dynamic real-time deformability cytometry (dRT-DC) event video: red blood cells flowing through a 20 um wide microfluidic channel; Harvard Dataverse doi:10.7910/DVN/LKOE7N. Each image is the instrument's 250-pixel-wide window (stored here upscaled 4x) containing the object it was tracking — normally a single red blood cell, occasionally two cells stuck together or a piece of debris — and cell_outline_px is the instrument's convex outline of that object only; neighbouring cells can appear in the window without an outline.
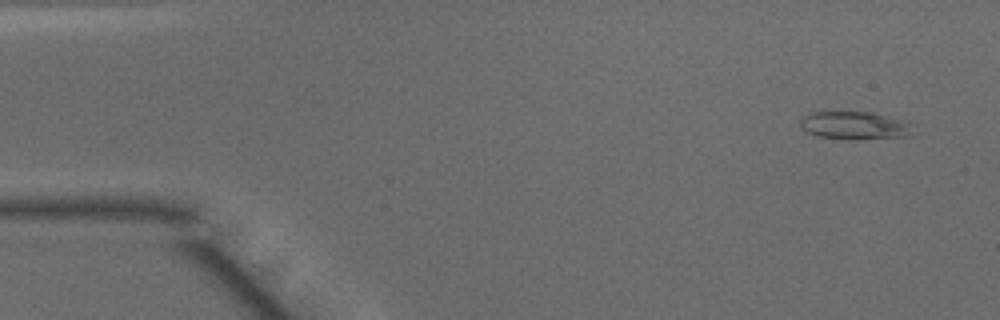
{"species": "common noctule bat (a hibernating species)", "species_latin": "Nyctalus noctula", "temperature_condition": "warm", "stored_images_in_passage": 49, "camera_frame_rate_fps": 3000, "um_per_image_px": 0.085, "animal": {"sex": "male", "body_mass_g": 15.6}, "frame": {"image": 1, "passage_image": 3, "time_ms": 0.667, "image_size_px": [1000, 320], "cell_outline_px": [[912, 124], [908, 136], [816, 136], [800, 128], [800, 120], [804, 116], [812, 112], [872, 112], [908, 120]], "centroid_in_image_um": [72.62, 10.58], "position_along_channel_um": 12.4, "area_um2": 17.17}}
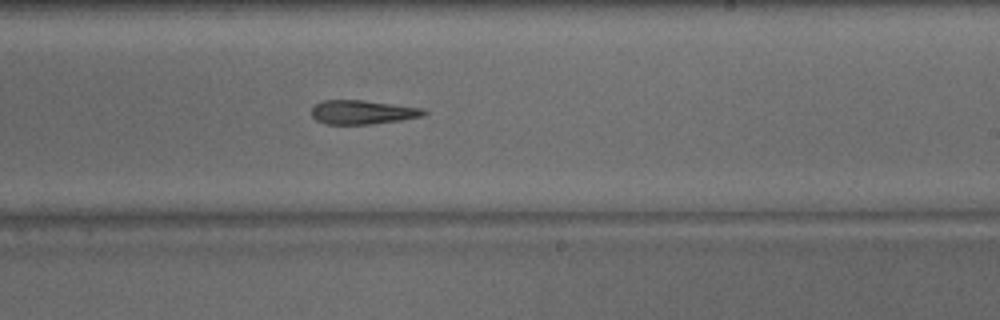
{"frame": {"image": 2, "passage_image": 29, "time_ms": 9.333, "image_size_px": [1000, 320], "cell_outline_px": [[428, 112], [420, 116], [400, 120], [372, 124], [324, 124], [316, 120], [312, 116], [312, 108], [316, 104], [324, 100], [364, 100], [424, 108]], "centroid_in_image_um": [30.8, 9.53], "position_along_channel_um": 258.2, "area_um2": 15.66}}
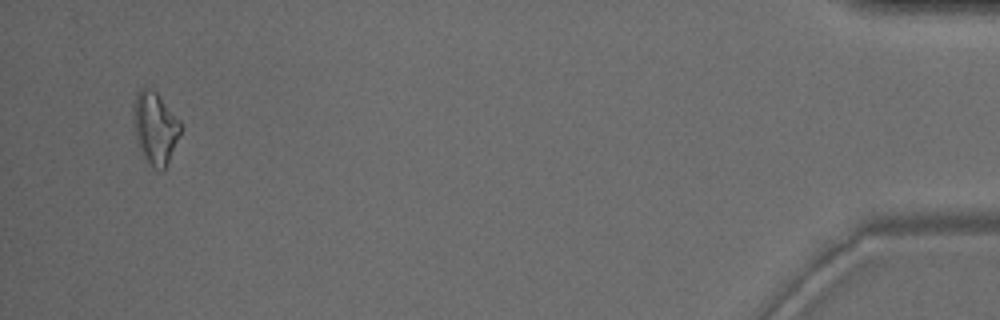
{"frame": {"image": 3, "passage_image": 47, "time_ms": 15.333, "image_size_px": [1000, 320], "cell_outline_px": [[180, 132], [168, 164], [164, 172], [152, 168], [144, 160], [140, 152], [136, 140], [132, 112], [132, 108], [136, 92], [140, 88], [152, 88], [156, 92], [180, 120]], "centroid_in_image_um": [13.15, 10.9], "position_along_channel_um": 422.0, "area_um2": 20.17}}